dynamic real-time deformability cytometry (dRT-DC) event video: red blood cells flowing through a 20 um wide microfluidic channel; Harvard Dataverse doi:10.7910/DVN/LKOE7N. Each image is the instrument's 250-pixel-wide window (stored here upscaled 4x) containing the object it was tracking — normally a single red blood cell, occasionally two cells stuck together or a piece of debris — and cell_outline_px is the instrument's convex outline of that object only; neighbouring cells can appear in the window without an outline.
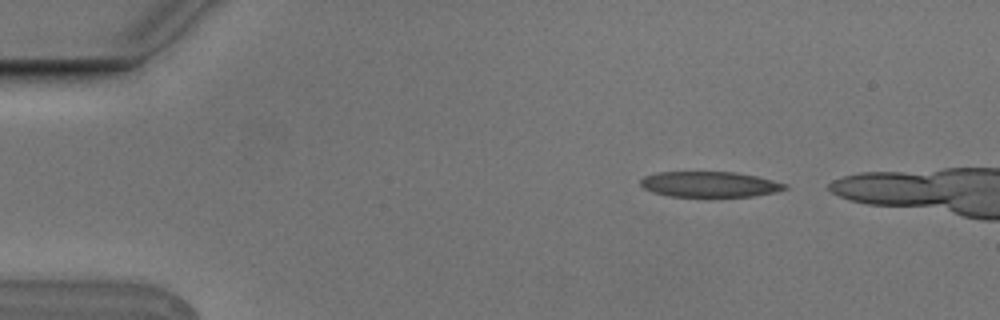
{"species": "Egyptian fruit bat (a non-hibernating species)", "species_latin": "Rousettus aegyptiacus", "temperature_condition": "cold", "stored_images_in_passage": 3, "camera_frame_rate_fps": 3000, "um_per_image_px": 0.085, "animal": {"sex": "male"}, "frame": {"image": 1, "passage_image": 1, "time_ms": 0.0, "image_size_px": [1000, 320], "cell_outline_px": [[788, 188], [772, 192], [752, 196], [704, 200], [668, 196], [652, 192], [644, 188], [640, 184], [640, 180], [644, 176], [656, 172], [736, 172], [756, 176], [788, 184]], "centroid_in_image_um": [60.28, 15.72], "position_along_channel_um": 24.7, "area_um2": 22.54}}